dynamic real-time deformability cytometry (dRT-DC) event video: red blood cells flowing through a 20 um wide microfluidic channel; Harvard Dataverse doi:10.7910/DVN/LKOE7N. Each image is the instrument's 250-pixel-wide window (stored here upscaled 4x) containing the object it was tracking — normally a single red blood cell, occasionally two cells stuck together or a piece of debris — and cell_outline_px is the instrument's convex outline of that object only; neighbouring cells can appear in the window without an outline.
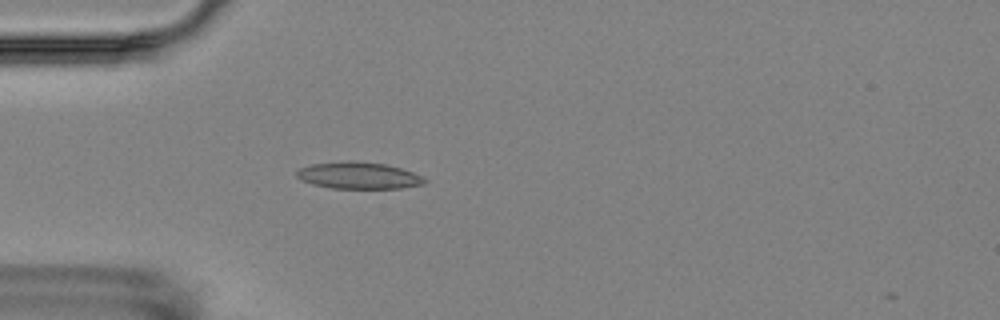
{"species": "Egyptian fruit bat (a non-hibernating species)", "species_latin": "Rousettus aegyptiacus", "temperature_condition": "room temperature", "stored_images_in_passage": 4, "camera_frame_rate_fps": 3000, "um_per_image_px": 0.085, "animal": {"sex": "female"}, "frame": {"image": 1, "passage_image": 4, "time_ms": 3.333, "image_size_px": [1000, 320], "cell_outline_px": [[428, 180], [424, 184], [400, 188], [332, 188], [312, 184], [300, 180], [296, 176], [296, 172], [300, 168], [312, 164], [348, 160], [352, 160], [384, 164], [400, 168], [412, 172]], "centroid_in_image_um": [30.45, 14.91], "position_along_channel_um": 54.6, "area_um2": 19.88}}